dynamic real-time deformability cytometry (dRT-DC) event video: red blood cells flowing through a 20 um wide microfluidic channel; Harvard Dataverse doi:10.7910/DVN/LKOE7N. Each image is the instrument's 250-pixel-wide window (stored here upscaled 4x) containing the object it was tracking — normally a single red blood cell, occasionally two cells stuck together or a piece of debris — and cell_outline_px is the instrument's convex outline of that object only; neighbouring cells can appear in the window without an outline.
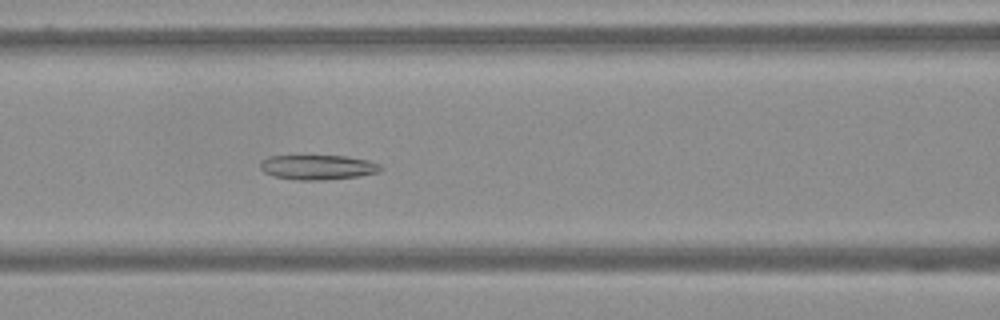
{"species": "Egyptian fruit bat (a non-hibernating species)", "species_latin": "Rousettus aegyptiacus", "temperature_condition": "warm", "stored_images_in_passage": 62, "camera_frame_rate_fps": 3000, "um_per_image_px": 0.085, "frame": {"image": 1, "passage_image": 27, "time_ms": 8.667, "image_size_px": [1000, 320], "cell_outline_px": [[384, 168], [380, 172], [360, 176], [324, 180], [296, 180], [272, 176], [264, 172], [260, 168], [260, 160], [268, 156], [304, 152], [344, 156], [368, 160], [380, 164]], "centroid_in_image_um": [26.95, 14.16], "position_along_channel_um": 139.6, "area_um2": 18.67}}
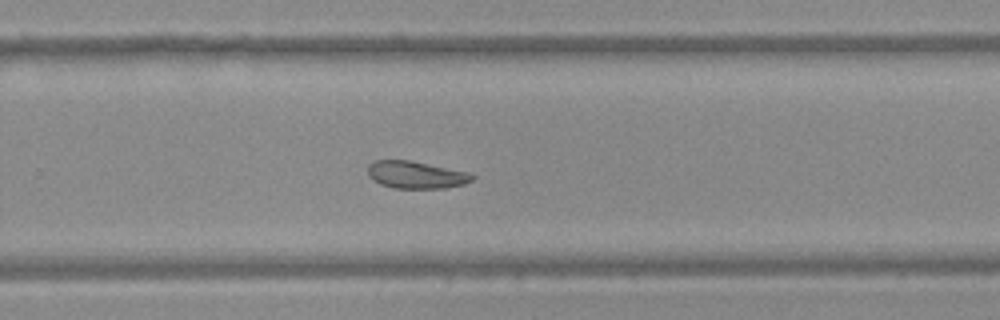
{"frame": {"image": 2, "passage_image": 41, "time_ms": 13.333, "image_size_px": [1000, 320], "cell_outline_px": [[476, 176], [472, 180], [464, 184], [444, 188], [392, 188], [380, 184], [372, 180], [368, 176], [368, 164], [376, 160], [408, 160], [472, 172]], "centroid_in_image_um": [35.37, 14.86], "position_along_channel_um": 294.4, "area_um2": 16.82}}
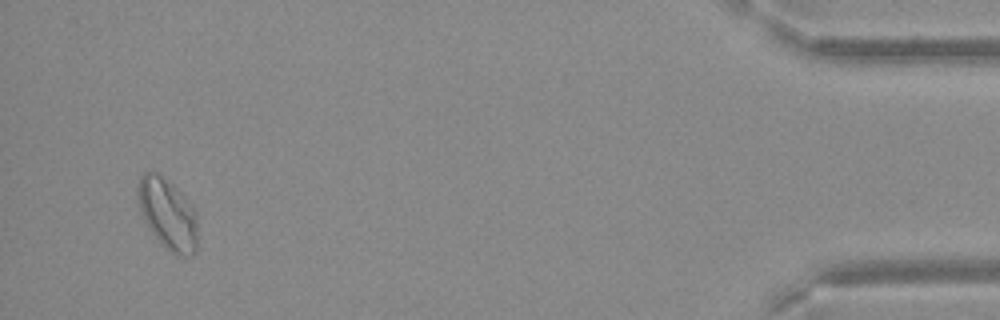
{"frame": {"image": 3, "passage_image": 59, "time_ms": 19.333, "image_size_px": [1000, 320], "cell_outline_px": [[196, 252], [188, 256], [180, 256], [172, 252], [152, 232], [144, 220], [140, 212], [136, 192], [136, 188], [140, 176], [144, 172], [156, 172], [172, 184], [180, 192], [196, 212]], "centroid_in_image_um": [14.22, 18.15], "position_along_channel_um": 421.0, "area_um2": 24.28}}